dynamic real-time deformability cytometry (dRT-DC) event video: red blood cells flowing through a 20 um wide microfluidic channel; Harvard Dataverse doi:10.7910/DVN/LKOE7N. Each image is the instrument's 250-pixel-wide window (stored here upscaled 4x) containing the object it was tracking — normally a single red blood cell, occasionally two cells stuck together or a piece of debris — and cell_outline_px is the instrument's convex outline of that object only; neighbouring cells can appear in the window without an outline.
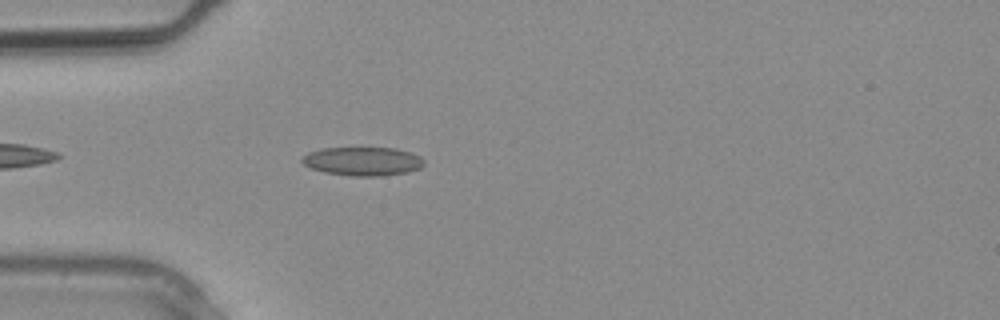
{"species": "common noctule bat (a hibernating species)", "species_latin": "Nyctalus noctula", "temperature_condition": "warm", "stored_images_in_passage": 1, "camera_frame_rate_fps": 3000, "um_per_image_px": 0.085, "animal": {"sex": "male", "body_mass_g": 20.4}, "frame": {"image": 1, "passage_image": 1, "time_ms": 0.0, "image_size_px": [1000, 320], "cell_outline_px": [[424, 164], [420, 168], [408, 172], [380, 176], [348, 176], [324, 172], [312, 168], [304, 164], [300, 160], [308, 152], [320, 148], [396, 148], [420, 156], [424, 160]], "centroid_in_image_um": [30.83, 13.71], "position_along_channel_um": 54.2, "area_um2": 20.4}}